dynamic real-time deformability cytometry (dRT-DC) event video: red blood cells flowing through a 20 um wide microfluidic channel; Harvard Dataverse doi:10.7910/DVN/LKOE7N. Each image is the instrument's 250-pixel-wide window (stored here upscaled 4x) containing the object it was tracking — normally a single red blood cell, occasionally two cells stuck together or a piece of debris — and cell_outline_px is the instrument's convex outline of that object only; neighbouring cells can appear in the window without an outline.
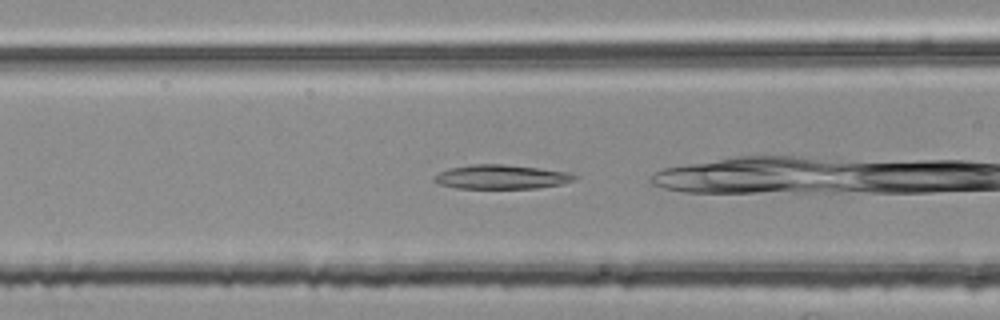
{"species": "common noctule bat (a hibernating species)", "species_latin": "Nyctalus noctula", "temperature_condition": "room temperature", "stored_images_in_passage": 50, "camera_frame_rate_fps": 3000, "um_per_image_px": 0.085, "animal": {"sex": "female", "body_mass_g": 25.1}, "frame": {"image": 1, "passage_image": 18, "time_ms": 5.667, "image_size_px": [1000, 320], "cell_outline_px": [[576, 180], [560, 184], [540, 188], [456, 188], [440, 184], [432, 180], [432, 176], [448, 168], [472, 164], [504, 164], [568, 172], [576, 176]], "centroid_in_image_um": [42.57, 15.03], "position_along_channel_um": 124.0, "area_um2": 19.71}}
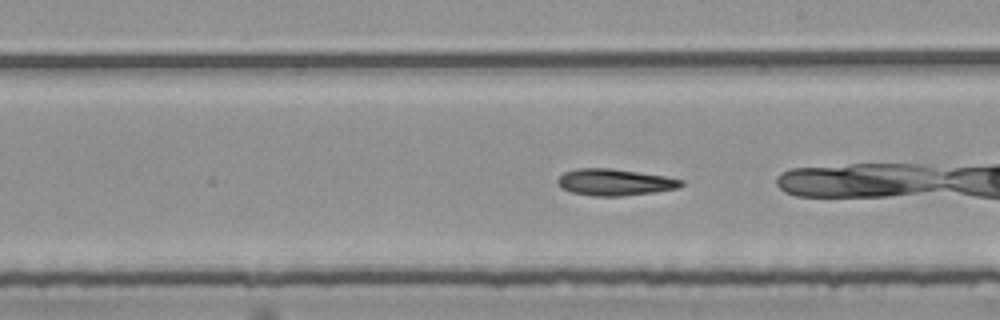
{"frame": {"image": 2, "passage_image": 27, "time_ms": 8.667, "image_size_px": [1000, 320], "cell_outline_px": [[684, 184], [680, 188], [656, 192], [620, 196], [592, 196], [572, 192], [560, 188], [556, 184], [556, 180], [564, 172], [576, 168], [612, 168], [664, 176], [684, 180]], "centroid_in_image_um": [52.24, 15.49], "position_along_channel_um": 236.8, "area_um2": 19.36}}
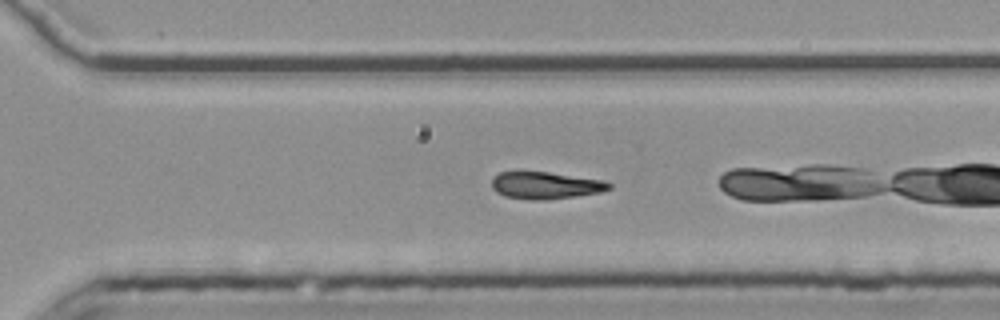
{"frame": {"image": 3, "passage_image": 34, "time_ms": 11.0, "image_size_px": [1000, 320], "cell_outline_px": [[612, 188], [600, 192], [576, 196], [544, 200], [528, 200], [504, 196], [496, 192], [492, 188], [492, 180], [500, 172], [548, 172], [604, 180], [612, 184]], "centroid_in_image_um": [46.38, 15.77], "position_along_channel_um": 324.2, "area_um2": 18.5}}